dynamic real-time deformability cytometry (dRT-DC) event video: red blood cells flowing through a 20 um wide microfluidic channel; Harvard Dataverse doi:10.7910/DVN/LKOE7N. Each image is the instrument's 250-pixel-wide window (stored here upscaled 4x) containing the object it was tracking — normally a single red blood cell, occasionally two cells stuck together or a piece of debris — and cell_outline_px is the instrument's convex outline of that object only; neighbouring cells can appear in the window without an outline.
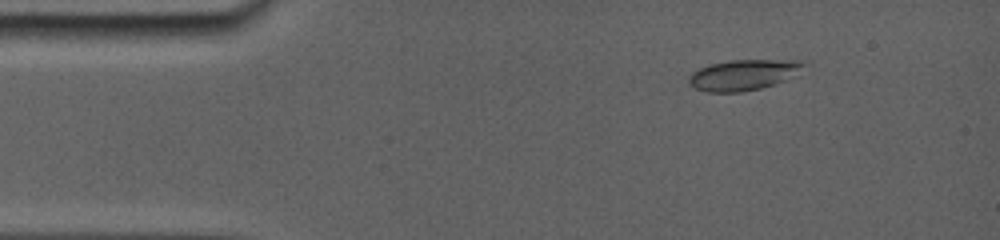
{"species": "common noctule bat (a hibernating species)", "species_latin": "Nyctalus noctula", "temperature_condition": "room temperature", "stored_images_in_passage": 30, "camera_frame_rate_fps": 5000, "um_per_image_px": 0.085, "animal": {"sex": "female", "body_mass_g": 19.0, "forearm_length_mm": 56.7}, "frame": {"image": 1, "passage_image": 4, "time_ms": 1.6, "image_size_px": [1000, 240], "cell_outline_px": [[808, 64], [800, 76], [776, 84], [760, 88], [740, 92], [704, 92], [688, 84], [688, 76], [692, 72], [708, 64], [728, 60], [808, 60]], "centroid_in_image_um": [63.3, 6.35], "position_along_channel_um": 21.7, "area_um2": 21.33}}
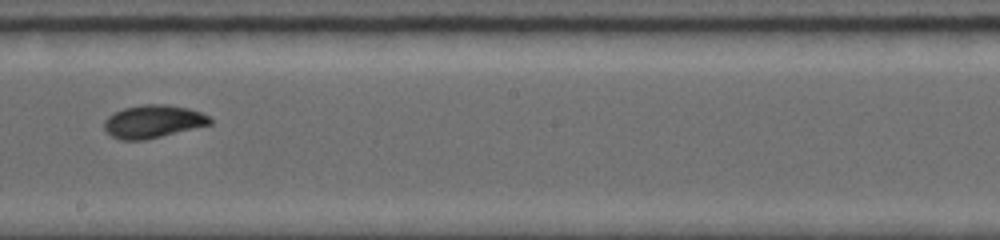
{"frame": {"image": 2, "passage_image": 17, "time_ms": 8.8, "image_size_px": [1000, 240], "cell_outline_px": [[212, 124], [144, 140], [124, 140], [112, 136], [104, 128], [104, 120], [108, 116], [124, 108], [144, 104], [164, 104], [188, 108], [200, 112], [208, 116], [212, 120]], "centroid_in_image_um": [13.02, 10.32], "position_along_channel_um": 235.2, "area_um2": 20.06}}
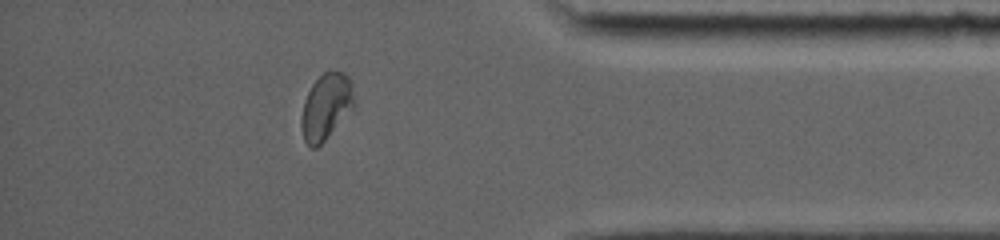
{"frame": {"image": 3, "passage_image": 26, "time_ms": 13.6, "image_size_px": [1000, 240], "cell_outline_px": [[356, 104], [324, 140], [316, 148], [312, 148], [304, 140], [300, 124], [300, 120], [304, 100], [312, 84], [324, 72], [344, 72], [348, 76], [352, 84]], "centroid_in_image_um": [27.71, 9.05], "position_along_channel_um": 407.5, "area_um2": 20.11}, "authors_computed_cell_mechanics": {"area_um2": 20.1433, "velocity_mm_per_s": 3.8711, "shape_relaxation_time_tau1_ms": 7.6914, "shape_relaxation_time_tau2_ms": null, "deformation_change_tau1": 0.1937, "deformation_change_tau2": null}}